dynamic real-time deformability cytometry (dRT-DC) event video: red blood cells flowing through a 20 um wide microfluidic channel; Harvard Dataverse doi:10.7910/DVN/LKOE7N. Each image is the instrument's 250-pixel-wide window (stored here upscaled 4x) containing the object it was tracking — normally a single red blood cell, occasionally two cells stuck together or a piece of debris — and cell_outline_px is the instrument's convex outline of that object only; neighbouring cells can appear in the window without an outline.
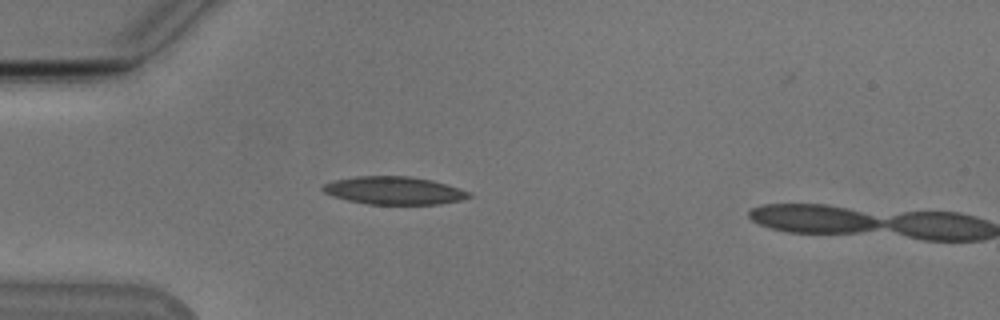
{"species": "Egyptian fruit bat (a non-hibernating species)", "species_latin": "Rousettus aegyptiacus", "temperature_condition": "cold", "stored_images_in_passage": 2, "camera_frame_rate_fps": 3000, "um_per_image_px": 0.085, "animal": {"sex": "male"}, "frame": {"image": 1, "passage_image": 1, "time_ms": 0.0, "image_size_px": [1000, 320], "cell_outline_px": [[472, 196], [460, 200], [440, 204], [364, 204], [332, 196], [324, 192], [320, 188], [324, 184], [336, 180], [356, 176], [408, 176], [432, 180], [448, 184], [460, 188], [468, 192]], "centroid_in_image_um": [33.49, 16.19], "position_along_channel_um": 51.5, "area_um2": 23.7}}